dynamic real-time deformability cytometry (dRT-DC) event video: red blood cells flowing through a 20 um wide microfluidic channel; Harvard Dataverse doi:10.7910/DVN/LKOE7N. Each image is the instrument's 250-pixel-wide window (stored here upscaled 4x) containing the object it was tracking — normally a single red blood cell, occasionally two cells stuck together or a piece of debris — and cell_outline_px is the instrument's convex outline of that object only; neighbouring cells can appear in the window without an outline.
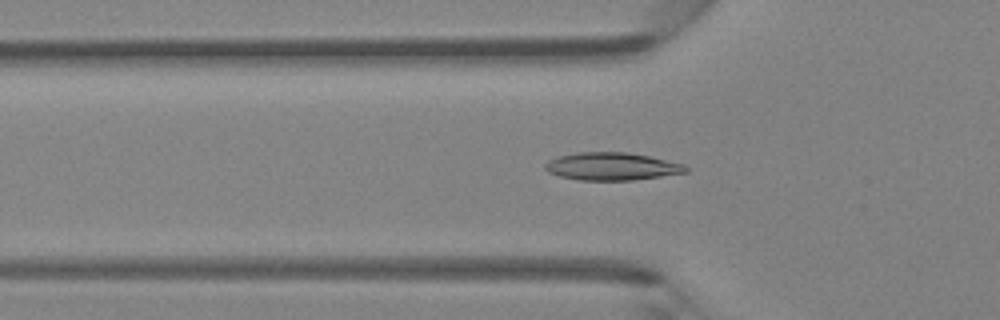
{"species": "Egyptian fruit bat (a non-hibernating species)", "species_latin": "Rousettus aegyptiacus", "temperature_condition": "room temperature", "stored_images_in_passage": 40, "camera_frame_rate_fps": 3000, "um_per_image_px": 0.085, "animal": {"sex": "female"}, "frame": {"image": 1, "passage_image": 10, "time_ms": 3.0, "image_size_px": [1000, 320], "cell_outline_px": [[688, 172], [632, 180], [580, 180], [560, 176], [548, 172], [544, 168], [544, 164], [548, 160], [560, 156], [576, 152], [628, 152], [648, 156], [684, 164], [688, 168]], "centroid_in_image_um": [51.98, 14.14], "position_along_channel_um": 73.8, "area_um2": 22.6}}
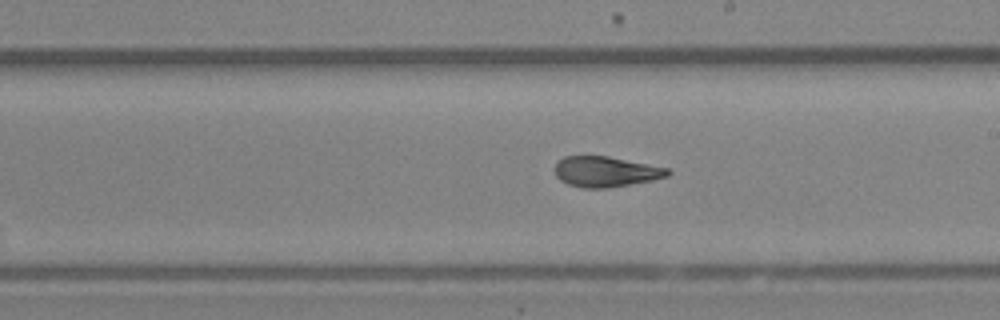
{"frame": {"image": 2, "passage_image": 21, "time_ms": 6.667, "image_size_px": [1000, 320], "cell_outline_px": [[672, 172], [668, 176], [652, 180], [608, 188], [584, 188], [568, 184], [560, 180], [556, 176], [552, 168], [564, 156], [608, 156], [668, 168]], "centroid_in_image_um": [51.46, 14.59], "position_along_channel_um": 237.5, "area_um2": 20.06}}
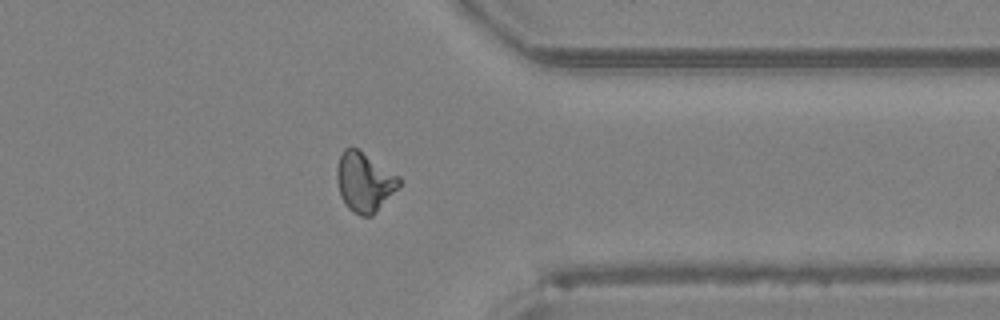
{"frame": {"image": 3, "passage_image": 31, "time_ms": 10.0, "image_size_px": [1000, 320], "cell_outline_px": [[400, 184], [376, 212], [372, 216], [360, 216], [352, 212], [348, 208], [340, 196], [336, 180], [336, 168], [340, 156], [344, 148], [356, 148], [400, 176]], "centroid_in_image_um": [30.94, 15.48], "position_along_channel_um": 380.5, "area_um2": 21.39}}